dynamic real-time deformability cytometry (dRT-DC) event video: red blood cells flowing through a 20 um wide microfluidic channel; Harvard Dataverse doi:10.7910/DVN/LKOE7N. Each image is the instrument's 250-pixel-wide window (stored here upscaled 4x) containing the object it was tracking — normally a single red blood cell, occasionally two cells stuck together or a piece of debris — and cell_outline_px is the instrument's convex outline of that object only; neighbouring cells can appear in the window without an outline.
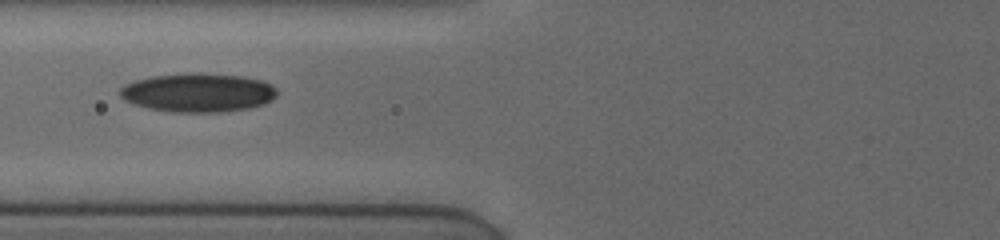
{"species": "human", "species_latin": "Homo sapiens", "temperature_condition": "cold", "stored_images_in_passage": 4, "camera_frame_rate_fps": 3000, "um_per_image_px": 0.085, "donor": {"sex": "female"}, "frame": {"image": 1, "passage_image": 3, "time_ms": 1.667, "image_size_px": [1000, 240], "cell_outline_px": [[276, 96], [272, 100], [264, 104], [248, 108], [220, 112], [172, 112], [132, 104], [124, 100], [120, 96], [120, 88], [124, 84], [136, 80], [152, 76], [188, 72], [200, 72], [244, 76], [260, 80], [272, 84], [276, 88]], "centroid_in_image_um": [16.83, 7.85], "position_along_channel_um": 109.0, "area_um2": 35.78}}